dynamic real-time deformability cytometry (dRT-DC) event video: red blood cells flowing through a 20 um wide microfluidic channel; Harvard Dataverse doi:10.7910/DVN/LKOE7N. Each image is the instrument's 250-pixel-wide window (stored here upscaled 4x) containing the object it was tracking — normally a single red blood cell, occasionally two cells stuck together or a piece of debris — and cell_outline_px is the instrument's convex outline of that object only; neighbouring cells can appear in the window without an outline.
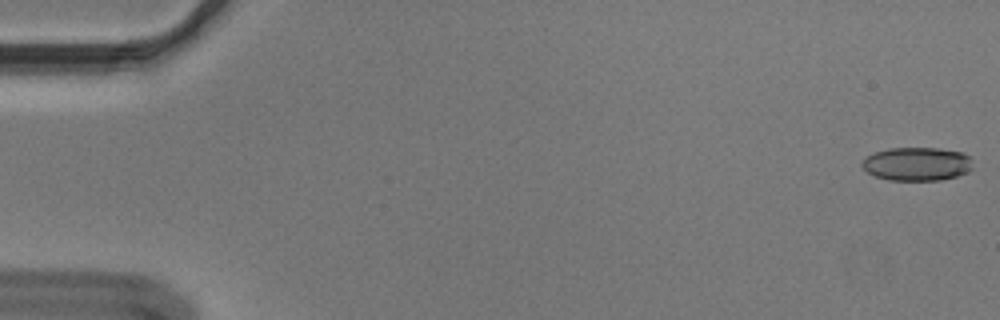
{"species": "Egyptian fruit bat (a non-hibernating species)", "species_latin": "Rousettus aegyptiacus", "temperature_condition": "cold", "stored_images_in_passage": 6, "camera_frame_rate_fps": 3000, "um_per_image_px": 0.085, "animal": {"sex": "male"}, "frame": {"image": 1, "passage_image": 1, "time_ms": 0.0, "image_size_px": [1000, 320], "cell_outline_px": [[972, 168], [968, 172], [956, 176], [940, 180], [888, 180], [872, 176], [860, 164], [872, 152], [888, 148], [940, 148], [964, 152], [968, 156]], "centroid_in_image_um": [77.92, 13.93], "position_along_channel_um": 7.1, "area_um2": 21.73}}